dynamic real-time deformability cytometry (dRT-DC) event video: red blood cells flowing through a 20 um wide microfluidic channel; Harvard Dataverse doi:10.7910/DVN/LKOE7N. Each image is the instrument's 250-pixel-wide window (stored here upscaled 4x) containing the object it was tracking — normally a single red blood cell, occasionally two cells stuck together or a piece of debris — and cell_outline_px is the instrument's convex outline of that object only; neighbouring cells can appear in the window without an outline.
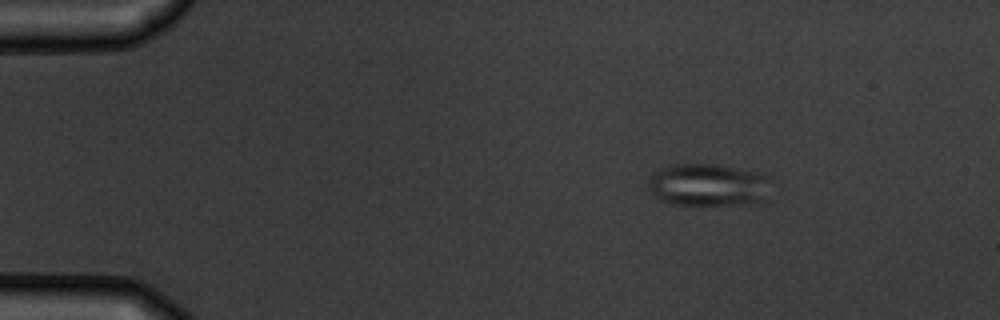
{"species": "common noctule bat (a hibernating species)", "species_latin": "Nyctalus noctula", "temperature_condition": "warm", "stored_images_in_passage": 9, "camera_frame_rate_fps": 3000, "um_per_image_px": 0.085, "animal": {"sex": "male", "body_mass_g": 19.5, "forearm_length_mm": 54.6}, "frame": {"image": 1, "passage_image": 2, "time_ms": 1.333, "image_size_px": [1000, 320], "cell_outline_px": [[772, 180], [768, 200], [760, 204], [672, 204], [660, 200], [648, 188], [648, 180], [656, 172], [664, 168], [676, 164], [712, 164], [756, 172], [772, 176]], "centroid_in_image_um": [60.32, 15.74], "position_along_channel_um": 24.7, "area_um2": 30.63}}